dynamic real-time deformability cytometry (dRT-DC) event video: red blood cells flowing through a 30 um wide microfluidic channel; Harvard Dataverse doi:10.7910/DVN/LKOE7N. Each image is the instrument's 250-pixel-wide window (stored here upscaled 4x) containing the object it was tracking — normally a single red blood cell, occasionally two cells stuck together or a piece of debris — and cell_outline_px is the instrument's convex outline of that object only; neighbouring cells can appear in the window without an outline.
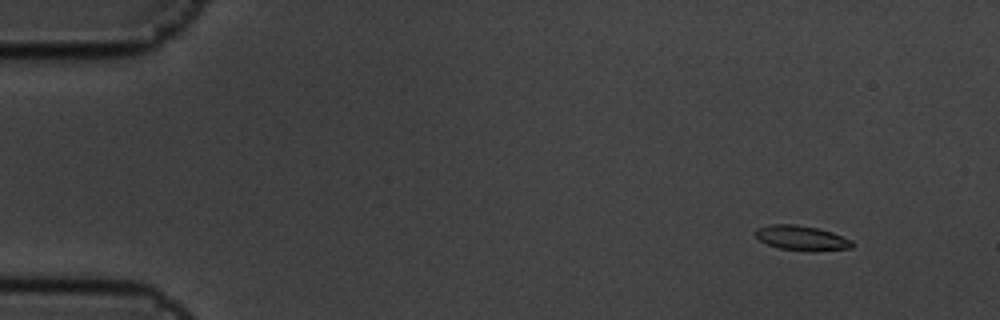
{"species": "common noctule bat (a hibernating species)", "species_latin": "Nyctalus noctula", "temperature_condition": "cold", "stored_images_in_passage": 8, "camera_frame_rate_fps": 3000, "um_per_image_px": 0.085, "animal": {"sex": "male", "body_mass_g": 19.5, "forearm_length_mm": 54.6}, "frame": {"image": 1, "passage_image": 1, "time_ms": 0.0, "image_size_px": [1000, 320], "cell_outline_px": [[856, 244], [852, 248], [780, 248], [768, 244], [760, 240], [752, 232], [756, 228], [768, 224], [796, 224], [816, 228], [832, 232], [852, 240]], "centroid_in_image_um": [68.06, 20.15], "position_along_channel_um": 16.9, "area_um2": 13.18}}
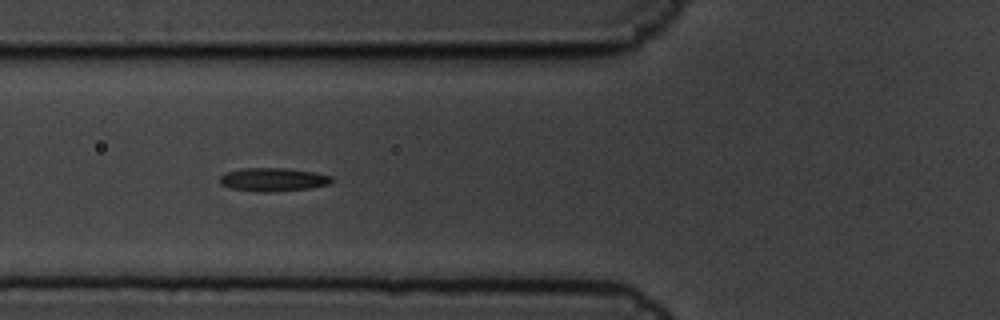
{"frame": {"image": 2, "passage_image": 6, "time_ms": 1.667, "image_size_px": [1000, 320], "cell_outline_px": [[332, 180], [328, 184], [312, 188], [272, 192], [256, 192], [232, 188], [220, 184], [220, 176], [228, 172], [240, 168], [284, 168], [316, 172], [332, 176]], "centroid_in_image_um": [23.22, 15.26], "position_along_channel_um": 102.6, "area_um2": 15.32}}
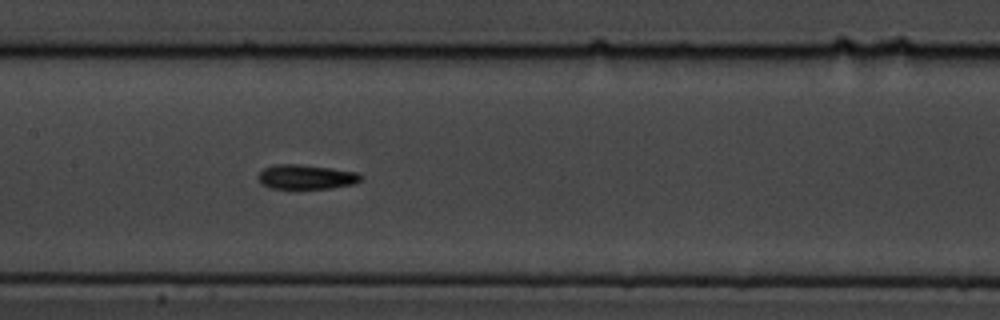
{"frame": {"image": 3, "passage_image": 8, "time_ms": 2.333, "image_size_px": [1000, 320], "cell_outline_px": [[364, 180], [356, 184], [332, 188], [272, 188], [260, 184], [256, 176], [264, 168], [276, 164], [300, 164], [356, 172], [364, 176]], "centroid_in_image_um": [26.04, 15.04], "position_along_channel_um": 181.4, "area_um2": 14.8}}